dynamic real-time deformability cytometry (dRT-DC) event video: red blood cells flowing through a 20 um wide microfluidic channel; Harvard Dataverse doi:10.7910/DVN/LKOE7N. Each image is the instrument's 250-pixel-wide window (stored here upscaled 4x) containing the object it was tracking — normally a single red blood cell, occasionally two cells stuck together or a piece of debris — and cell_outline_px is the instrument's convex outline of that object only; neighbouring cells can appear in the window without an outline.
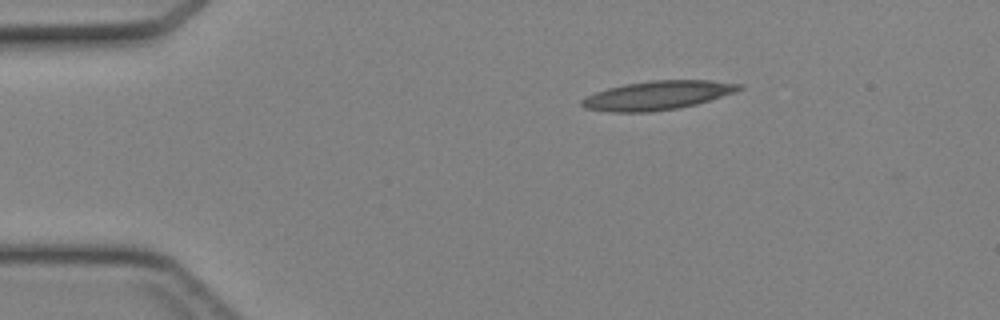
{"species": "Egyptian fruit bat (a non-hibernating species)", "species_latin": "Rousettus aegyptiacus", "temperature_condition": "cold", "stored_images_in_passage": 37, "camera_frame_rate_fps": 3000, "um_per_image_px": 0.085, "animal": {"sex": "female"}, "frame": {"image": 1, "passage_image": 1, "time_ms": 0.0, "image_size_px": [1000, 320], "cell_outline_px": [[744, 88], [736, 92], [696, 104], [680, 108], [648, 112], [608, 112], [584, 108], [580, 104], [580, 100], [596, 92], [608, 88], [624, 84], [652, 80], [708, 80], [744, 84]], "centroid_in_image_um": [55.9, 8.1], "position_along_channel_um": 29.1, "area_um2": 26.59}}
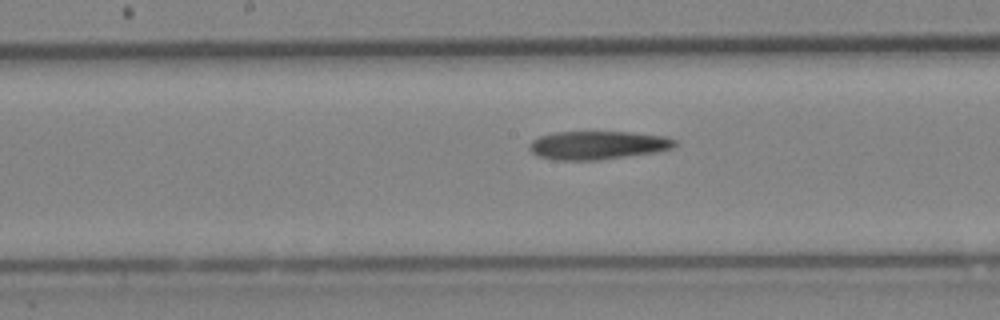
{"frame": {"image": 2, "passage_image": 16, "time_ms": 5.0, "image_size_px": [1000, 320], "cell_outline_px": [[680, 144], [672, 148], [656, 152], [596, 160], [556, 160], [540, 156], [532, 152], [528, 148], [528, 144], [532, 140], [540, 136], [552, 132], [632, 132], [664, 136], [676, 140]], "centroid_in_image_um": [50.82, 12.33], "position_along_channel_um": 197.4, "area_um2": 24.1}}
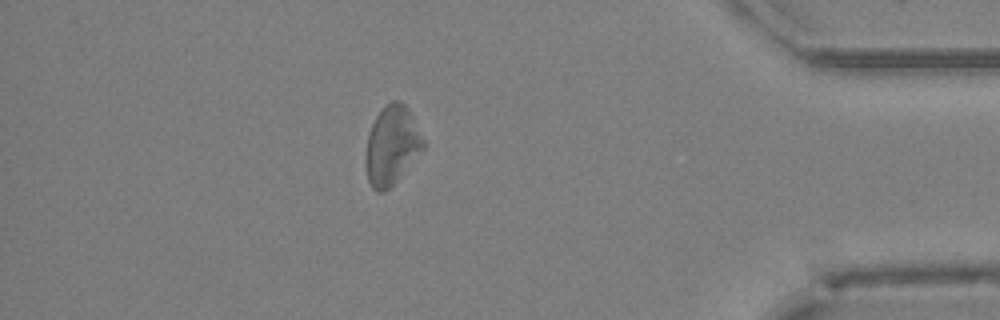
{"frame": {"image": 3, "passage_image": 32, "time_ms": 10.333, "image_size_px": [1000, 320], "cell_outline_px": [[424, 148], [400, 176], [384, 192], [376, 192], [372, 188], [368, 180], [364, 160], [368, 136], [372, 124], [376, 116], [392, 100], [400, 100], [408, 108], [424, 140]], "centroid_in_image_um": [33.28, 12.37], "position_along_channel_um": 401.9, "area_um2": 26.07}}